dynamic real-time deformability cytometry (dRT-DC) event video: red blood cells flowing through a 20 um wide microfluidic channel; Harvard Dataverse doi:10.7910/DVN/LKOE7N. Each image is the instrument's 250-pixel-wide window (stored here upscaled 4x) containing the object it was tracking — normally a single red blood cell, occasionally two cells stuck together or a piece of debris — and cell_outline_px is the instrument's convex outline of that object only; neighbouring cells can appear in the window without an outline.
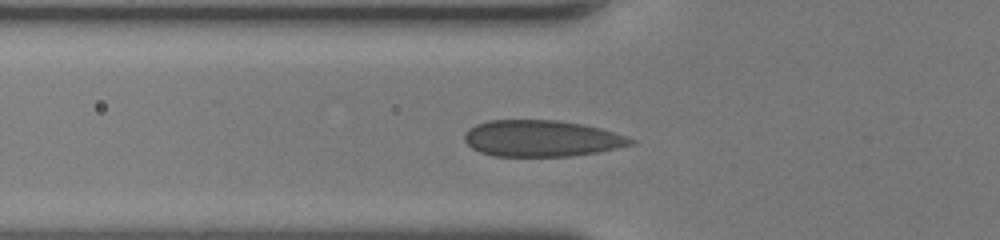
{"species": "human", "species_latin": "Homo sapiens", "temperature_condition": "room temperature", "stored_images_in_passage": 32, "camera_frame_rate_fps": 3000, "um_per_image_px": 0.085, "donor": {"sex": "female"}, "frame": {"image": 1, "passage_image": 4, "time_ms": 1.0, "image_size_px": [1000, 240], "cell_outline_px": [[636, 144], [596, 152], [568, 156], [492, 156], [480, 152], [472, 148], [464, 140], [464, 132], [468, 128], [476, 124], [488, 120], [556, 120], [584, 124], [600, 128], [636, 140]], "centroid_in_image_um": [45.99, 11.76], "position_along_channel_um": 79.8, "area_um2": 35.26}}
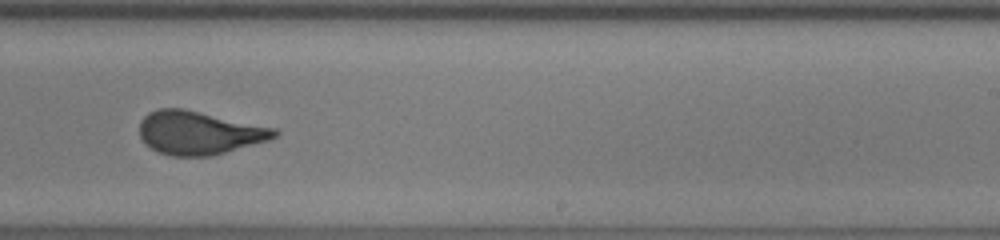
{"frame": {"image": 2, "passage_image": 17, "time_ms": 5.333, "image_size_px": [1000, 240], "cell_outline_px": [[280, 132], [276, 136], [268, 140], [224, 152], [208, 156], [172, 156], [156, 152], [144, 144], [140, 136], [140, 120], [148, 112], [160, 108], [184, 108], [276, 128]], "centroid_in_image_um": [16.88, 11.28], "position_along_channel_um": 272.1, "area_um2": 34.16}}
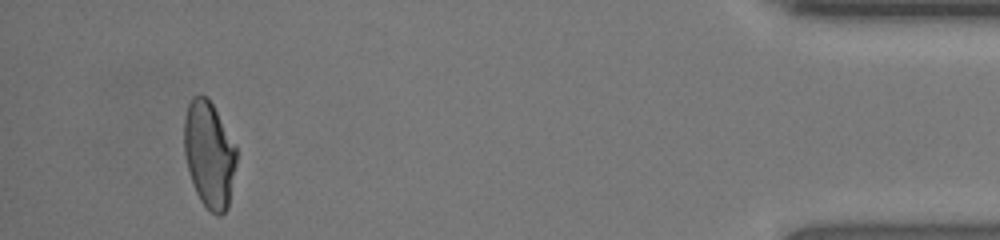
{"frame": {"image": 3, "passage_image": 31, "time_ms": 10.0, "image_size_px": [1000, 240], "cell_outline_px": [[236, 164], [228, 208], [220, 216], [216, 216], [200, 200], [196, 192], [188, 168], [184, 152], [184, 120], [188, 104], [192, 96], [208, 96], [236, 144]], "centroid_in_image_um": [17.79, 13.1], "position_along_channel_um": 417.4, "area_um2": 32.48}}